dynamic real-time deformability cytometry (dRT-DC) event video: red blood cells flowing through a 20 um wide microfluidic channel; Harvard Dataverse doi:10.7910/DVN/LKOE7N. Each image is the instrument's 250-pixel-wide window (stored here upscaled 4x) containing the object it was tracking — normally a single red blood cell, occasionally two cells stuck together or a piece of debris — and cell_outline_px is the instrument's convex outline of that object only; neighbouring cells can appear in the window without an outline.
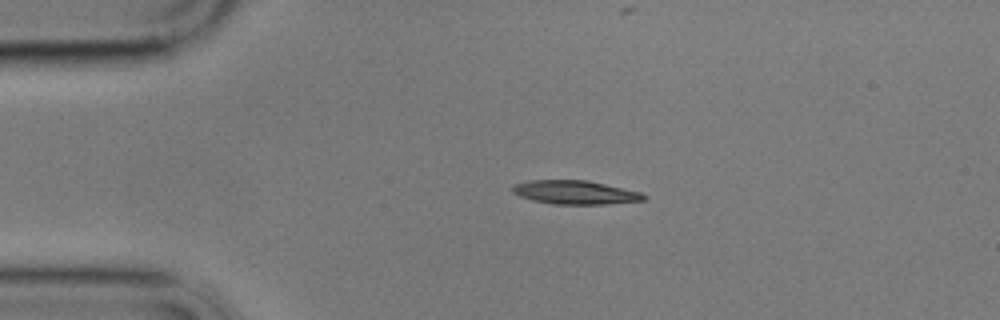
{"species": "common noctule bat (a hibernating species)", "species_latin": "Nyctalus noctula", "temperature_condition": "cold", "stored_images_in_passage": 46, "camera_frame_rate_fps": 3000, "um_per_image_px": 0.085, "animal": {"sex": "male", "body_mass_g": 17.9}, "frame": {"image": 1, "passage_image": 1, "time_ms": 0.0, "image_size_px": [1000, 320], "cell_outline_px": [[648, 196], [644, 200], [604, 204], [556, 204], [532, 200], [520, 196], [512, 192], [512, 184], [528, 180], [588, 180], [640, 192]], "centroid_in_image_um": [48.85, 16.34], "position_along_channel_um": 36.1, "area_um2": 18.09}}
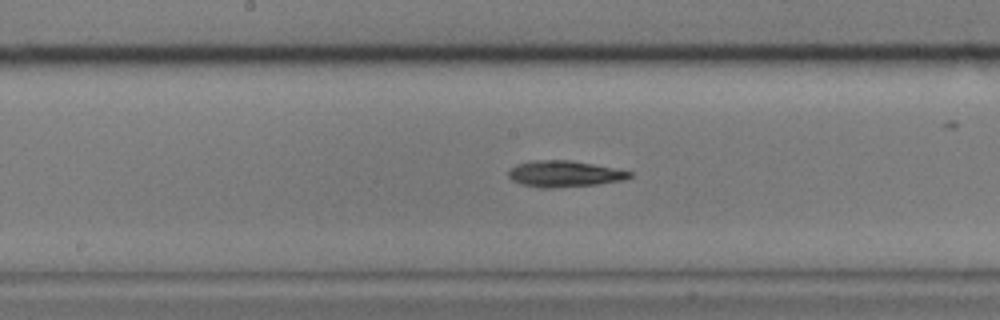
{"frame": {"image": 2, "passage_image": 18, "time_ms": 5.667, "image_size_px": [1000, 320], "cell_outline_px": [[632, 176], [624, 180], [596, 184], [552, 188], [540, 188], [520, 184], [512, 180], [508, 176], [508, 172], [516, 164], [536, 160], [568, 160], [592, 164], [632, 172]], "centroid_in_image_um": [47.93, 14.78], "position_along_channel_um": 200.3, "area_um2": 18.32}}
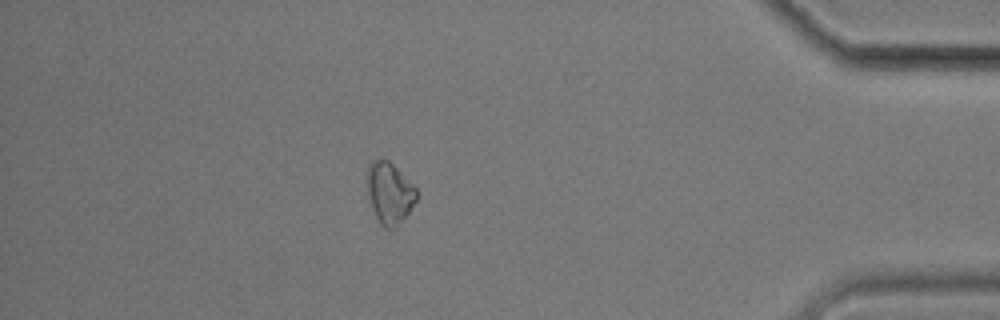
{"frame": {"image": 3, "passage_image": 39, "time_ms": 12.667, "image_size_px": [1000, 320], "cell_outline_px": [[416, 200], [408, 212], [396, 228], [384, 228], [380, 224], [372, 208], [368, 196], [368, 164], [372, 160], [388, 160], [416, 188]], "centroid_in_image_um": [33.1, 16.42], "position_along_channel_um": 402.1, "area_um2": 17.22}, "authors_computed_cell_mechanics": {"area_um2": 18.0914, "velocity_mm_per_s": 3.4871, "shape_relaxation_time_tau1_ms": 4.6544, "shape_relaxation_time_tau2_ms": null, "deformation_change_tau1": 0.1069, "deformation_change_tau2": null}}